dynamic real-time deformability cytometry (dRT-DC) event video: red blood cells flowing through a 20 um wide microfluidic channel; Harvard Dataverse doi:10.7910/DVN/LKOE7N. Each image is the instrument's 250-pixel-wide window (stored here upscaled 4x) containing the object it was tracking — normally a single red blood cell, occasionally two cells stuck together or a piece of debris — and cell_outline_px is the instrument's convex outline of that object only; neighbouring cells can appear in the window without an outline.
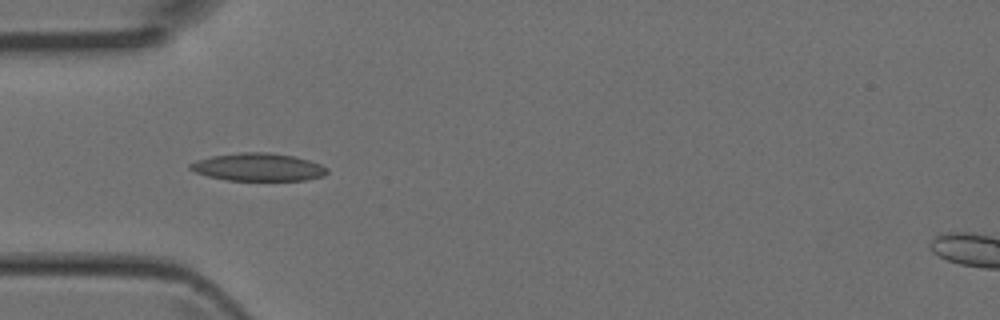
{"species": "Egyptian fruit bat (a non-hibernating species)", "species_latin": "Rousettus aegyptiacus", "temperature_condition": "room temperature", "stored_images_in_passage": 5, "camera_frame_rate_fps": 3000, "um_per_image_px": 0.085, "animal": {"sex": "female"}, "frame": {"image": 1, "passage_image": 4, "time_ms": 1.0, "image_size_px": [1000, 320], "cell_outline_px": [[328, 172], [324, 176], [304, 180], [228, 180], [208, 176], [196, 172], [188, 168], [188, 164], [196, 160], [212, 156], [240, 152], [268, 152], [292, 156], [308, 160], [320, 164], [328, 168]], "centroid_in_image_um": [21.94, 14.2], "position_along_channel_um": 63.1, "area_um2": 22.08}}
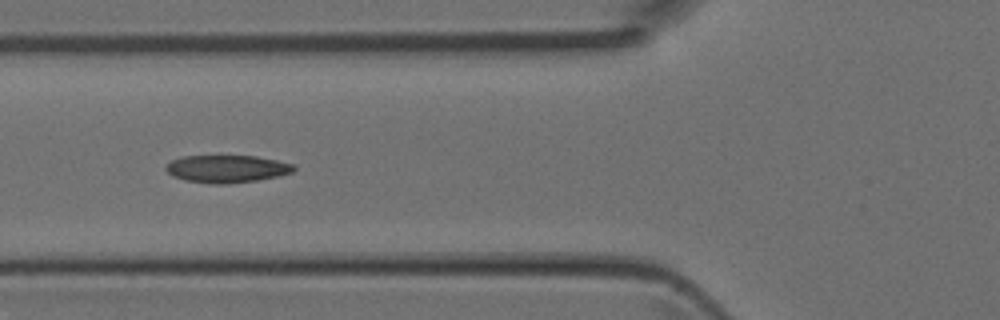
{"frame": {"image": 2, "passage_image": 5, "time_ms": 1.333, "image_size_px": [1000, 320], "cell_outline_px": [[296, 168], [292, 172], [276, 176], [256, 180], [224, 184], [212, 184], [184, 180], [172, 176], [164, 168], [172, 160], [180, 156], [256, 156], [296, 164]], "centroid_in_image_um": [19.27, 14.34], "position_along_channel_um": 106.5, "area_um2": 20.46}}